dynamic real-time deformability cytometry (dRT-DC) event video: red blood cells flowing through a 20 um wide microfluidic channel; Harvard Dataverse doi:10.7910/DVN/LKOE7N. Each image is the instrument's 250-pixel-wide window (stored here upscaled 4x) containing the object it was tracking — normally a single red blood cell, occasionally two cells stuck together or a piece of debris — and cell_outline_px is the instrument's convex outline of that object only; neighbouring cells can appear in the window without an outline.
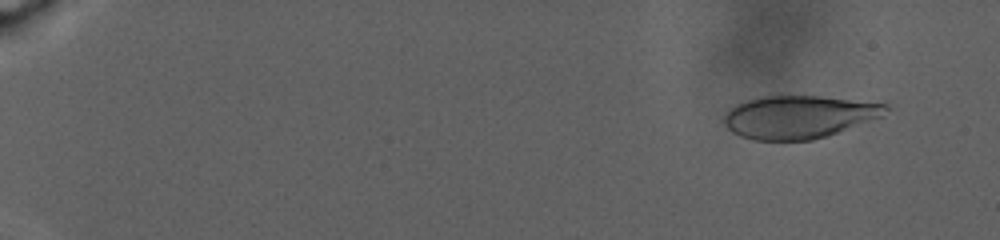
{"species": "human", "species_latin": "Homo sapiens", "temperature_condition": "warm", "stored_images_in_passage": 83, "camera_frame_rate_fps": 3000, "um_per_image_px": 0.085, "donor": {"sex": "male"}, "frame": {"image": 1, "passage_image": 8, "time_ms": 2.667, "image_size_px": [1000, 240], "cell_outline_px": [[888, 108], [884, 116], [828, 136], [812, 140], [752, 140], [740, 136], [732, 132], [724, 124], [724, 116], [736, 104], [760, 96], [820, 96], [884, 104]], "centroid_in_image_um": [67.89, 9.95], "position_along_channel_um": 17.1, "area_um2": 40.17}}
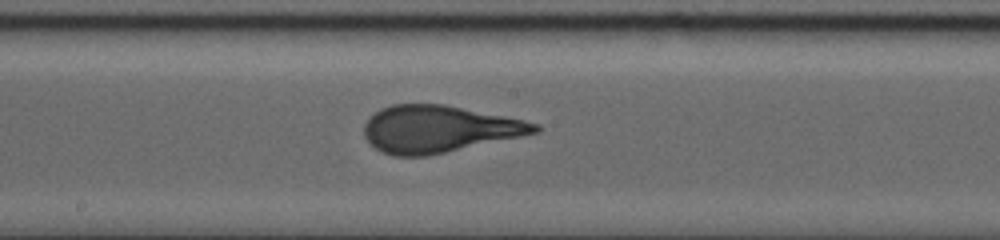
{"frame": {"image": 2, "passage_image": 51, "time_ms": 18.333, "image_size_px": [1000, 240], "cell_outline_px": [[540, 132], [428, 156], [392, 156], [380, 152], [368, 144], [364, 136], [364, 124], [368, 116], [380, 108], [392, 104], [444, 104], [524, 120], [540, 124]], "centroid_in_image_um": [37.24, 10.97], "position_along_channel_um": 211.0, "area_um2": 47.05}}
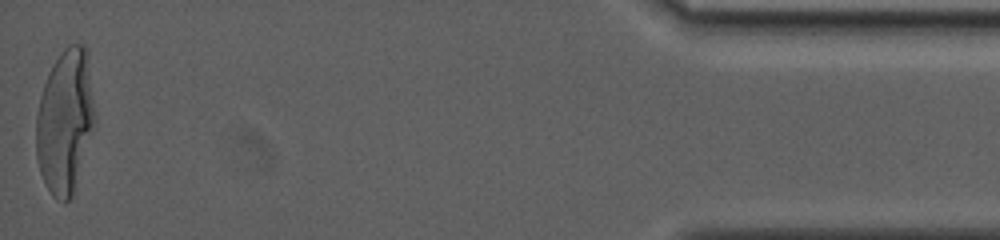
{"frame": {"image": 3, "passage_image": 83, "time_ms": 30.333, "image_size_px": [1000, 240], "cell_outline_px": [[96, 116], [72, 196], [64, 204], [56, 200], [52, 196], [40, 172], [36, 160], [36, 116], [40, 96], [48, 72], [52, 64], [60, 52], [68, 44], [84, 44], [88, 48]], "centroid_in_image_um": [5.53, 10.25], "position_along_channel_um": 429.7, "area_um2": 49.59}, "authors_computed_cell_mechanics": {"area_um2": 45.7776, "velocity_mm_per_s": 2.4221, "shape_relaxation_time_tau1_ms": 9.288, "shape_relaxation_time_tau2_ms": null, "deformation_change_tau1": 0.2883, "deformation_change_tau2": null}}